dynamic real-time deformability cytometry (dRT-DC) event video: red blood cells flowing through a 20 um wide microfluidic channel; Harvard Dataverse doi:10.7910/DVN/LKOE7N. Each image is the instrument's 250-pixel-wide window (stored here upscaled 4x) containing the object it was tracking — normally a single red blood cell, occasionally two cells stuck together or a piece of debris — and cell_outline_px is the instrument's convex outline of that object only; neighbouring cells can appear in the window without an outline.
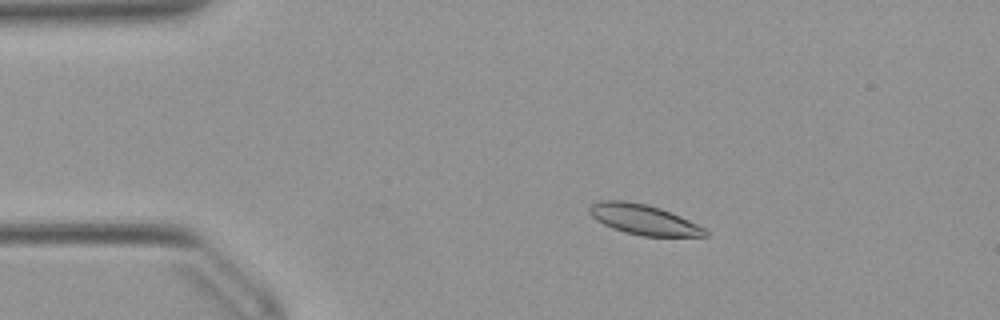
{"species": "Egyptian fruit bat (a non-hibernating species)", "species_latin": "Rousettus aegyptiacus", "temperature_condition": "warm", "stored_images_in_passage": 53, "camera_frame_rate_fps": 3000, "um_per_image_px": 0.085, "animal": {"sex": "female"}, "frame": {"image": 1, "passage_image": 10, "time_ms": 3.0, "image_size_px": [1000, 320], "cell_outline_px": [[708, 236], [640, 236], [624, 232], [612, 228], [596, 220], [588, 212], [588, 208], [592, 204], [600, 200], [624, 200], [648, 204], [672, 212], [704, 228], [708, 232]], "centroid_in_image_um": [54.67, 18.65], "position_along_channel_um": 30.3, "area_um2": 20.4}}
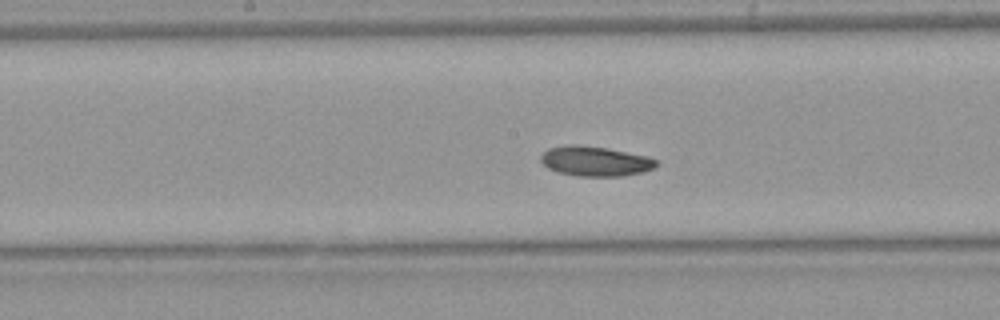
{"frame": {"image": 2, "passage_image": 27, "time_ms": 8.667, "image_size_px": [1000, 320], "cell_outline_px": [[656, 164], [652, 168], [644, 172], [620, 176], [576, 176], [556, 172], [548, 168], [540, 160], [540, 156], [548, 148], [564, 144], [576, 144], [608, 148], [648, 156], [656, 160]], "centroid_in_image_um": [50.55, 13.69], "position_along_channel_um": 197.7, "area_um2": 20.23}}
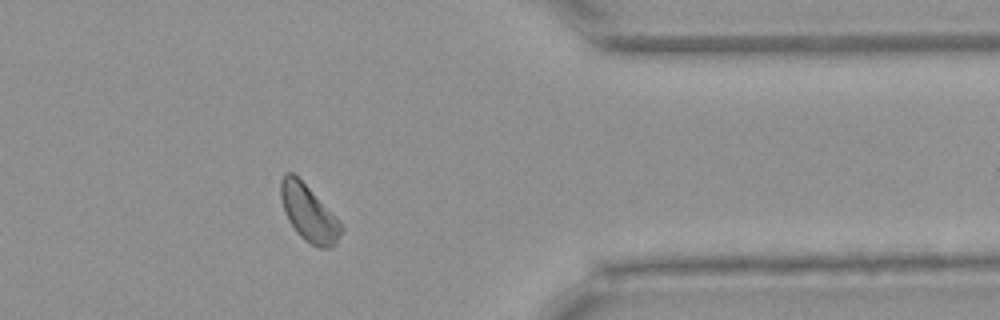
{"frame": {"image": 3, "passage_image": 43, "time_ms": 14.0, "image_size_px": [1000, 320], "cell_outline_px": [[344, 228], [336, 244], [332, 248], [316, 248], [304, 240], [296, 232], [288, 220], [284, 212], [280, 196], [280, 180], [284, 172], [292, 172], [340, 220]], "centroid_in_image_um": [26.25, 18.16], "position_along_channel_um": 385.2, "area_um2": 19.94}, "authors_computed_cell_mechanics": {"area_um2": 20.1144, "velocity_mm_per_s": 3.8634, "shape_relaxation_time_tau1_ms": 3.0512, "shape_relaxation_time_tau2_ms": null, "deformation_change_tau1": 0.0791, "deformation_change_tau2": null}}